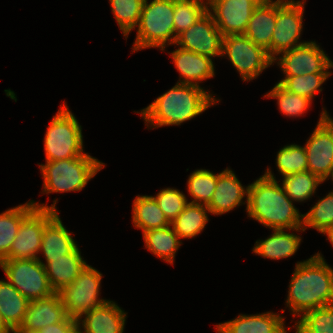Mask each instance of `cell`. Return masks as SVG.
I'll list each match as a JSON object with an SVG mask.
<instances>
[{
  "label": "cell",
  "instance_id": "cell-1",
  "mask_svg": "<svg viewBox=\"0 0 333 333\" xmlns=\"http://www.w3.org/2000/svg\"><path fill=\"white\" fill-rule=\"evenodd\" d=\"M247 207L249 217L272 229L302 230L303 214L294 207L283 186L269 169L254 183L248 185Z\"/></svg>",
  "mask_w": 333,
  "mask_h": 333
},
{
  "label": "cell",
  "instance_id": "cell-2",
  "mask_svg": "<svg viewBox=\"0 0 333 333\" xmlns=\"http://www.w3.org/2000/svg\"><path fill=\"white\" fill-rule=\"evenodd\" d=\"M286 303L295 316L333 304V269L320 253L296 264Z\"/></svg>",
  "mask_w": 333,
  "mask_h": 333
},
{
  "label": "cell",
  "instance_id": "cell-3",
  "mask_svg": "<svg viewBox=\"0 0 333 333\" xmlns=\"http://www.w3.org/2000/svg\"><path fill=\"white\" fill-rule=\"evenodd\" d=\"M218 102L203 88L193 84L177 83L141 110L145 122L155 125H180Z\"/></svg>",
  "mask_w": 333,
  "mask_h": 333
},
{
  "label": "cell",
  "instance_id": "cell-4",
  "mask_svg": "<svg viewBox=\"0 0 333 333\" xmlns=\"http://www.w3.org/2000/svg\"><path fill=\"white\" fill-rule=\"evenodd\" d=\"M104 164L90 155L76 158L46 161L40 165L44 178V192H68L82 190Z\"/></svg>",
  "mask_w": 333,
  "mask_h": 333
},
{
  "label": "cell",
  "instance_id": "cell-5",
  "mask_svg": "<svg viewBox=\"0 0 333 333\" xmlns=\"http://www.w3.org/2000/svg\"><path fill=\"white\" fill-rule=\"evenodd\" d=\"M144 1L134 50L159 47L164 50L166 42L175 43L174 0Z\"/></svg>",
  "mask_w": 333,
  "mask_h": 333
},
{
  "label": "cell",
  "instance_id": "cell-6",
  "mask_svg": "<svg viewBox=\"0 0 333 333\" xmlns=\"http://www.w3.org/2000/svg\"><path fill=\"white\" fill-rule=\"evenodd\" d=\"M64 103L47 128L44 138L46 161L76 158L83 153L82 130Z\"/></svg>",
  "mask_w": 333,
  "mask_h": 333
},
{
  "label": "cell",
  "instance_id": "cell-7",
  "mask_svg": "<svg viewBox=\"0 0 333 333\" xmlns=\"http://www.w3.org/2000/svg\"><path fill=\"white\" fill-rule=\"evenodd\" d=\"M101 278L102 274L87 264L71 284L58 292L67 316L78 320V324L83 314L107 301L98 298Z\"/></svg>",
  "mask_w": 333,
  "mask_h": 333
},
{
  "label": "cell",
  "instance_id": "cell-8",
  "mask_svg": "<svg viewBox=\"0 0 333 333\" xmlns=\"http://www.w3.org/2000/svg\"><path fill=\"white\" fill-rule=\"evenodd\" d=\"M0 267L8 281L29 301L51 296V288L40 259H3Z\"/></svg>",
  "mask_w": 333,
  "mask_h": 333
},
{
  "label": "cell",
  "instance_id": "cell-9",
  "mask_svg": "<svg viewBox=\"0 0 333 333\" xmlns=\"http://www.w3.org/2000/svg\"><path fill=\"white\" fill-rule=\"evenodd\" d=\"M35 208L22 220L9 254L4 259H38L45 226L58 214L54 203L39 205L32 201Z\"/></svg>",
  "mask_w": 333,
  "mask_h": 333
},
{
  "label": "cell",
  "instance_id": "cell-10",
  "mask_svg": "<svg viewBox=\"0 0 333 333\" xmlns=\"http://www.w3.org/2000/svg\"><path fill=\"white\" fill-rule=\"evenodd\" d=\"M224 54L228 55L231 63L239 71L244 81L256 78L273 63V59L268 52L244 34L223 36L222 56Z\"/></svg>",
  "mask_w": 333,
  "mask_h": 333
},
{
  "label": "cell",
  "instance_id": "cell-11",
  "mask_svg": "<svg viewBox=\"0 0 333 333\" xmlns=\"http://www.w3.org/2000/svg\"><path fill=\"white\" fill-rule=\"evenodd\" d=\"M305 2L276 0V22L271 40V58L307 42L297 43L302 31Z\"/></svg>",
  "mask_w": 333,
  "mask_h": 333
},
{
  "label": "cell",
  "instance_id": "cell-12",
  "mask_svg": "<svg viewBox=\"0 0 333 333\" xmlns=\"http://www.w3.org/2000/svg\"><path fill=\"white\" fill-rule=\"evenodd\" d=\"M304 148L308 171L325 181L333 166V119L326 110L322 111L317 127Z\"/></svg>",
  "mask_w": 333,
  "mask_h": 333
},
{
  "label": "cell",
  "instance_id": "cell-13",
  "mask_svg": "<svg viewBox=\"0 0 333 333\" xmlns=\"http://www.w3.org/2000/svg\"><path fill=\"white\" fill-rule=\"evenodd\" d=\"M223 35L213 16L207 11L186 31L180 33L174 44L207 57L222 56Z\"/></svg>",
  "mask_w": 333,
  "mask_h": 333
},
{
  "label": "cell",
  "instance_id": "cell-14",
  "mask_svg": "<svg viewBox=\"0 0 333 333\" xmlns=\"http://www.w3.org/2000/svg\"><path fill=\"white\" fill-rule=\"evenodd\" d=\"M262 0H207V8L223 36L244 34L254 9ZM211 9V10H209ZM213 11V13H212Z\"/></svg>",
  "mask_w": 333,
  "mask_h": 333
},
{
  "label": "cell",
  "instance_id": "cell-15",
  "mask_svg": "<svg viewBox=\"0 0 333 333\" xmlns=\"http://www.w3.org/2000/svg\"><path fill=\"white\" fill-rule=\"evenodd\" d=\"M282 53L278 64L285 76L330 73L327 70L333 67V62L315 42H307Z\"/></svg>",
  "mask_w": 333,
  "mask_h": 333
},
{
  "label": "cell",
  "instance_id": "cell-16",
  "mask_svg": "<svg viewBox=\"0 0 333 333\" xmlns=\"http://www.w3.org/2000/svg\"><path fill=\"white\" fill-rule=\"evenodd\" d=\"M66 317L59 293L55 292L46 298L30 301L22 324L15 329L39 331L47 325L62 322Z\"/></svg>",
  "mask_w": 333,
  "mask_h": 333
},
{
  "label": "cell",
  "instance_id": "cell-17",
  "mask_svg": "<svg viewBox=\"0 0 333 333\" xmlns=\"http://www.w3.org/2000/svg\"><path fill=\"white\" fill-rule=\"evenodd\" d=\"M245 194L248 196V186L243 188L234 172L227 168L218 174L215 191L207 205L209 212L216 215L229 212L242 203Z\"/></svg>",
  "mask_w": 333,
  "mask_h": 333
},
{
  "label": "cell",
  "instance_id": "cell-18",
  "mask_svg": "<svg viewBox=\"0 0 333 333\" xmlns=\"http://www.w3.org/2000/svg\"><path fill=\"white\" fill-rule=\"evenodd\" d=\"M84 315V332L78 324V333H123L126 313L113 301L108 300Z\"/></svg>",
  "mask_w": 333,
  "mask_h": 333
},
{
  "label": "cell",
  "instance_id": "cell-19",
  "mask_svg": "<svg viewBox=\"0 0 333 333\" xmlns=\"http://www.w3.org/2000/svg\"><path fill=\"white\" fill-rule=\"evenodd\" d=\"M276 22V1L262 0L254 9L244 35L264 48L271 57V40Z\"/></svg>",
  "mask_w": 333,
  "mask_h": 333
},
{
  "label": "cell",
  "instance_id": "cell-20",
  "mask_svg": "<svg viewBox=\"0 0 333 333\" xmlns=\"http://www.w3.org/2000/svg\"><path fill=\"white\" fill-rule=\"evenodd\" d=\"M218 333H287L284 318L271 312L259 315H239L216 326Z\"/></svg>",
  "mask_w": 333,
  "mask_h": 333
},
{
  "label": "cell",
  "instance_id": "cell-21",
  "mask_svg": "<svg viewBox=\"0 0 333 333\" xmlns=\"http://www.w3.org/2000/svg\"><path fill=\"white\" fill-rule=\"evenodd\" d=\"M46 264L40 262L45 268L49 284L55 292L71 284L86 267L79 249L73 253L63 255L62 258H45Z\"/></svg>",
  "mask_w": 333,
  "mask_h": 333
},
{
  "label": "cell",
  "instance_id": "cell-22",
  "mask_svg": "<svg viewBox=\"0 0 333 333\" xmlns=\"http://www.w3.org/2000/svg\"><path fill=\"white\" fill-rule=\"evenodd\" d=\"M171 54L177 70L183 77V80L177 83L199 86V81L214 76V65L210 57L197 54L181 47Z\"/></svg>",
  "mask_w": 333,
  "mask_h": 333
},
{
  "label": "cell",
  "instance_id": "cell-23",
  "mask_svg": "<svg viewBox=\"0 0 333 333\" xmlns=\"http://www.w3.org/2000/svg\"><path fill=\"white\" fill-rule=\"evenodd\" d=\"M57 214L44 228L40 252L45 258H62L78 247Z\"/></svg>",
  "mask_w": 333,
  "mask_h": 333
},
{
  "label": "cell",
  "instance_id": "cell-24",
  "mask_svg": "<svg viewBox=\"0 0 333 333\" xmlns=\"http://www.w3.org/2000/svg\"><path fill=\"white\" fill-rule=\"evenodd\" d=\"M274 233L263 241H256L253 252L265 258L282 259L290 257L297 251L301 238L284 229H273Z\"/></svg>",
  "mask_w": 333,
  "mask_h": 333
},
{
  "label": "cell",
  "instance_id": "cell-25",
  "mask_svg": "<svg viewBox=\"0 0 333 333\" xmlns=\"http://www.w3.org/2000/svg\"><path fill=\"white\" fill-rule=\"evenodd\" d=\"M29 303L9 281L0 280V312L12 329L22 324Z\"/></svg>",
  "mask_w": 333,
  "mask_h": 333
},
{
  "label": "cell",
  "instance_id": "cell-26",
  "mask_svg": "<svg viewBox=\"0 0 333 333\" xmlns=\"http://www.w3.org/2000/svg\"><path fill=\"white\" fill-rule=\"evenodd\" d=\"M132 220L134 226L142 229L143 232L171 225L153 196L136 197L133 203Z\"/></svg>",
  "mask_w": 333,
  "mask_h": 333
},
{
  "label": "cell",
  "instance_id": "cell-27",
  "mask_svg": "<svg viewBox=\"0 0 333 333\" xmlns=\"http://www.w3.org/2000/svg\"><path fill=\"white\" fill-rule=\"evenodd\" d=\"M35 208L32 200L0 214V261L10 252L22 220Z\"/></svg>",
  "mask_w": 333,
  "mask_h": 333
},
{
  "label": "cell",
  "instance_id": "cell-28",
  "mask_svg": "<svg viewBox=\"0 0 333 333\" xmlns=\"http://www.w3.org/2000/svg\"><path fill=\"white\" fill-rule=\"evenodd\" d=\"M170 226L147 230L143 232V237L149 251L172 264L181 243L173 227Z\"/></svg>",
  "mask_w": 333,
  "mask_h": 333
},
{
  "label": "cell",
  "instance_id": "cell-29",
  "mask_svg": "<svg viewBox=\"0 0 333 333\" xmlns=\"http://www.w3.org/2000/svg\"><path fill=\"white\" fill-rule=\"evenodd\" d=\"M206 205L189 202L185 209L171 222L179 238H193L198 235L208 222Z\"/></svg>",
  "mask_w": 333,
  "mask_h": 333
},
{
  "label": "cell",
  "instance_id": "cell-30",
  "mask_svg": "<svg viewBox=\"0 0 333 333\" xmlns=\"http://www.w3.org/2000/svg\"><path fill=\"white\" fill-rule=\"evenodd\" d=\"M282 186L292 201H304L315 193L318 185L323 182L317 175L304 171L283 176Z\"/></svg>",
  "mask_w": 333,
  "mask_h": 333
},
{
  "label": "cell",
  "instance_id": "cell-31",
  "mask_svg": "<svg viewBox=\"0 0 333 333\" xmlns=\"http://www.w3.org/2000/svg\"><path fill=\"white\" fill-rule=\"evenodd\" d=\"M295 327L296 333H333V304L302 313Z\"/></svg>",
  "mask_w": 333,
  "mask_h": 333
},
{
  "label": "cell",
  "instance_id": "cell-32",
  "mask_svg": "<svg viewBox=\"0 0 333 333\" xmlns=\"http://www.w3.org/2000/svg\"><path fill=\"white\" fill-rule=\"evenodd\" d=\"M207 2L203 0H174V30L177 36L192 26L207 12Z\"/></svg>",
  "mask_w": 333,
  "mask_h": 333
},
{
  "label": "cell",
  "instance_id": "cell-33",
  "mask_svg": "<svg viewBox=\"0 0 333 333\" xmlns=\"http://www.w3.org/2000/svg\"><path fill=\"white\" fill-rule=\"evenodd\" d=\"M329 75H331V73H311L302 76H286L278 83H280L287 91L312 100L317 92L322 91L320 86Z\"/></svg>",
  "mask_w": 333,
  "mask_h": 333
},
{
  "label": "cell",
  "instance_id": "cell-34",
  "mask_svg": "<svg viewBox=\"0 0 333 333\" xmlns=\"http://www.w3.org/2000/svg\"><path fill=\"white\" fill-rule=\"evenodd\" d=\"M218 174L204 169L194 171L188 179V191L194 198L191 203L208 205L216 188ZM200 201V202H198Z\"/></svg>",
  "mask_w": 333,
  "mask_h": 333
},
{
  "label": "cell",
  "instance_id": "cell-35",
  "mask_svg": "<svg viewBox=\"0 0 333 333\" xmlns=\"http://www.w3.org/2000/svg\"><path fill=\"white\" fill-rule=\"evenodd\" d=\"M115 19L123 32L128 36L140 20L142 7L145 0H109Z\"/></svg>",
  "mask_w": 333,
  "mask_h": 333
},
{
  "label": "cell",
  "instance_id": "cell-36",
  "mask_svg": "<svg viewBox=\"0 0 333 333\" xmlns=\"http://www.w3.org/2000/svg\"><path fill=\"white\" fill-rule=\"evenodd\" d=\"M302 228L312 227L319 232H324L333 225V192L319 200L311 210L303 215Z\"/></svg>",
  "mask_w": 333,
  "mask_h": 333
},
{
  "label": "cell",
  "instance_id": "cell-37",
  "mask_svg": "<svg viewBox=\"0 0 333 333\" xmlns=\"http://www.w3.org/2000/svg\"><path fill=\"white\" fill-rule=\"evenodd\" d=\"M276 163L283 176L308 170L306 150L299 145L283 147L277 154Z\"/></svg>",
  "mask_w": 333,
  "mask_h": 333
},
{
  "label": "cell",
  "instance_id": "cell-38",
  "mask_svg": "<svg viewBox=\"0 0 333 333\" xmlns=\"http://www.w3.org/2000/svg\"><path fill=\"white\" fill-rule=\"evenodd\" d=\"M265 96L276 98L280 111L286 116H300L309 107L311 100L287 91L280 83Z\"/></svg>",
  "mask_w": 333,
  "mask_h": 333
},
{
  "label": "cell",
  "instance_id": "cell-39",
  "mask_svg": "<svg viewBox=\"0 0 333 333\" xmlns=\"http://www.w3.org/2000/svg\"><path fill=\"white\" fill-rule=\"evenodd\" d=\"M171 223L188 204L184 194L173 188L162 189L153 197Z\"/></svg>",
  "mask_w": 333,
  "mask_h": 333
},
{
  "label": "cell",
  "instance_id": "cell-40",
  "mask_svg": "<svg viewBox=\"0 0 333 333\" xmlns=\"http://www.w3.org/2000/svg\"><path fill=\"white\" fill-rule=\"evenodd\" d=\"M39 333H78V320L67 316L62 322L41 328Z\"/></svg>",
  "mask_w": 333,
  "mask_h": 333
},
{
  "label": "cell",
  "instance_id": "cell-41",
  "mask_svg": "<svg viewBox=\"0 0 333 333\" xmlns=\"http://www.w3.org/2000/svg\"><path fill=\"white\" fill-rule=\"evenodd\" d=\"M13 332V329L6 323L2 313L0 312V333H10Z\"/></svg>",
  "mask_w": 333,
  "mask_h": 333
},
{
  "label": "cell",
  "instance_id": "cell-42",
  "mask_svg": "<svg viewBox=\"0 0 333 333\" xmlns=\"http://www.w3.org/2000/svg\"><path fill=\"white\" fill-rule=\"evenodd\" d=\"M324 234H327L328 236V240H330V242L332 243L333 245V225L329 228H327L324 232H322Z\"/></svg>",
  "mask_w": 333,
  "mask_h": 333
},
{
  "label": "cell",
  "instance_id": "cell-43",
  "mask_svg": "<svg viewBox=\"0 0 333 333\" xmlns=\"http://www.w3.org/2000/svg\"><path fill=\"white\" fill-rule=\"evenodd\" d=\"M13 333H39V331H29L26 329H13Z\"/></svg>",
  "mask_w": 333,
  "mask_h": 333
},
{
  "label": "cell",
  "instance_id": "cell-44",
  "mask_svg": "<svg viewBox=\"0 0 333 333\" xmlns=\"http://www.w3.org/2000/svg\"><path fill=\"white\" fill-rule=\"evenodd\" d=\"M328 177H331L332 180H333V166H332L331 172H330V174L328 175Z\"/></svg>",
  "mask_w": 333,
  "mask_h": 333
}]
</instances>
